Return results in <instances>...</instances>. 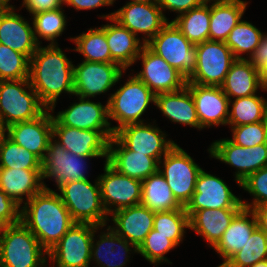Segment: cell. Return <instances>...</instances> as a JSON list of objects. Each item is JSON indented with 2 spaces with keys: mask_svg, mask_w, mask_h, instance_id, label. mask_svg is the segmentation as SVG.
I'll list each match as a JSON object with an SVG mask.
<instances>
[{
  "mask_svg": "<svg viewBox=\"0 0 267 267\" xmlns=\"http://www.w3.org/2000/svg\"><path fill=\"white\" fill-rule=\"evenodd\" d=\"M74 65L58 44L38 46L30 58V85L41 103L54 112L61 93L74 95Z\"/></svg>",
  "mask_w": 267,
  "mask_h": 267,
  "instance_id": "6da1fadb",
  "label": "cell"
},
{
  "mask_svg": "<svg viewBox=\"0 0 267 267\" xmlns=\"http://www.w3.org/2000/svg\"><path fill=\"white\" fill-rule=\"evenodd\" d=\"M20 221L47 252L75 223L58 192L47 186L21 206Z\"/></svg>",
  "mask_w": 267,
  "mask_h": 267,
  "instance_id": "7a4b0ae2",
  "label": "cell"
},
{
  "mask_svg": "<svg viewBox=\"0 0 267 267\" xmlns=\"http://www.w3.org/2000/svg\"><path fill=\"white\" fill-rule=\"evenodd\" d=\"M47 253L21 221L0 229V267H45Z\"/></svg>",
  "mask_w": 267,
  "mask_h": 267,
  "instance_id": "3957f363",
  "label": "cell"
},
{
  "mask_svg": "<svg viewBox=\"0 0 267 267\" xmlns=\"http://www.w3.org/2000/svg\"><path fill=\"white\" fill-rule=\"evenodd\" d=\"M62 202L75 223H90L105 227L108 218L102 200L98 177L92 184L89 180L70 181L58 188Z\"/></svg>",
  "mask_w": 267,
  "mask_h": 267,
  "instance_id": "277c9868",
  "label": "cell"
},
{
  "mask_svg": "<svg viewBox=\"0 0 267 267\" xmlns=\"http://www.w3.org/2000/svg\"><path fill=\"white\" fill-rule=\"evenodd\" d=\"M150 102L155 103V94L136 75L130 76L107 100L109 120L118 122L113 132L128 124L144 123L140 118Z\"/></svg>",
  "mask_w": 267,
  "mask_h": 267,
  "instance_id": "5b68a950",
  "label": "cell"
},
{
  "mask_svg": "<svg viewBox=\"0 0 267 267\" xmlns=\"http://www.w3.org/2000/svg\"><path fill=\"white\" fill-rule=\"evenodd\" d=\"M46 110L31 87L29 78L0 81V120L8 127L34 120Z\"/></svg>",
  "mask_w": 267,
  "mask_h": 267,
  "instance_id": "8992f818",
  "label": "cell"
},
{
  "mask_svg": "<svg viewBox=\"0 0 267 267\" xmlns=\"http://www.w3.org/2000/svg\"><path fill=\"white\" fill-rule=\"evenodd\" d=\"M201 170L202 168L177 143L159 161L158 169L166 179L174 197L183 207L192 198Z\"/></svg>",
  "mask_w": 267,
  "mask_h": 267,
  "instance_id": "52a82bcc",
  "label": "cell"
},
{
  "mask_svg": "<svg viewBox=\"0 0 267 267\" xmlns=\"http://www.w3.org/2000/svg\"><path fill=\"white\" fill-rule=\"evenodd\" d=\"M156 55L162 57L186 79L196 67V49L171 21L145 44Z\"/></svg>",
  "mask_w": 267,
  "mask_h": 267,
  "instance_id": "ba28073f",
  "label": "cell"
},
{
  "mask_svg": "<svg viewBox=\"0 0 267 267\" xmlns=\"http://www.w3.org/2000/svg\"><path fill=\"white\" fill-rule=\"evenodd\" d=\"M195 49L196 67L187 83L221 86L236 60L230 48L225 42L207 40L195 45Z\"/></svg>",
  "mask_w": 267,
  "mask_h": 267,
  "instance_id": "9c48e42d",
  "label": "cell"
},
{
  "mask_svg": "<svg viewBox=\"0 0 267 267\" xmlns=\"http://www.w3.org/2000/svg\"><path fill=\"white\" fill-rule=\"evenodd\" d=\"M98 228L90 223H74L47 253L52 267H90L93 234Z\"/></svg>",
  "mask_w": 267,
  "mask_h": 267,
  "instance_id": "30bf717a",
  "label": "cell"
},
{
  "mask_svg": "<svg viewBox=\"0 0 267 267\" xmlns=\"http://www.w3.org/2000/svg\"><path fill=\"white\" fill-rule=\"evenodd\" d=\"M210 157L235 167V181L241 183L252 173L267 166V143L253 147H242L228 138L216 140L208 148Z\"/></svg>",
  "mask_w": 267,
  "mask_h": 267,
  "instance_id": "8fae6325",
  "label": "cell"
},
{
  "mask_svg": "<svg viewBox=\"0 0 267 267\" xmlns=\"http://www.w3.org/2000/svg\"><path fill=\"white\" fill-rule=\"evenodd\" d=\"M101 17L106 20L113 18L121 26L128 28L137 37L138 33H143L144 36L141 42L145 44L169 21L156 1L127 2L126 5L117 11L111 14L101 15Z\"/></svg>",
  "mask_w": 267,
  "mask_h": 267,
  "instance_id": "7c38bea8",
  "label": "cell"
},
{
  "mask_svg": "<svg viewBox=\"0 0 267 267\" xmlns=\"http://www.w3.org/2000/svg\"><path fill=\"white\" fill-rule=\"evenodd\" d=\"M104 162V174L98 176V180L102 204L108 215L140 204L142 181L121 174L106 160Z\"/></svg>",
  "mask_w": 267,
  "mask_h": 267,
  "instance_id": "4fadbf2b",
  "label": "cell"
},
{
  "mask_svg": "<svg viewBox=\"0 0 267 267\" xmlns=\"http://www.w3.org/2000/svg\"><path fill=\"white\" fill-rule=\"evenodd\" d=\"M125 70L117 63L87 62L74 65V95L90 98L109 91Z\"/></svg>",
  "mask_w": 267,
  "mask_h": 267,
  "instance_id": "5bb4252c",
  "label": "cell"
},
{
  "mask_svg": "<svg viewBox=\"0 0 267 267\" xmlns=\"http://www.w3.org/2000/svg\"><path fill=\"white\" fill-rule=\"evenodd\" d=\"M100 157H85L65 150L52 138L42 160V178L54 179L57 187L70 181L88 180L87 160ZM87 159V160H86Z\"/></svg>",
  "mask_w": 267,
  "mask_h": 267,
  "instance_id": "9a60e30c",
  "label": "cell"
},
{
  "mask_svg": "<svg viewBox=\"0 0 267 267\" xmlns=\"http://www.w3.org/2000/svg\"><path fill=\"white\" fill-rule=\"evenodd\" d=\"M78 103H73L64 111H59L53 118L60 124L82 130L99 131L108 141L114 136L109 122L108 103L90 101V98L77 96Z\"/></svg>",
  "mask_w": 267,
  "mask_h": 267,
  "instance_id": "2e32d148",
  "label": "cell"
},
{
  "mask_svg": "<svg viewBox=\"0 0 267 267\" xmlns=\"http://www.w3.org/2000/svg\"><path fill=\"white\" fill-rule=\"evenodd\" d=\"M243 207L241 198L232 193L224 180L202 169L196 181L195 191L185 210L190 217L195 211L202 209Z\"/></svg>",
  "mask_w": 267,
  "mask_h": 267,
  "instance_id": "e0dca14e",
  "label": "cell"
},
{
  "mask_svg": "<svg viewBox=\"0 0 267 267\" xmlns=\"http://www.w3.org/2000/svg\"><path fill=\"white\" fill-rule=\"evenodd\" d=\"M129 150L155 158L158 162L176 144L150 123L128 124L114 134Z\"/></svg>",
  "mask_w": 267,
  "mask_h": 267,
  "instance_id": "ac0fdd59",
  "label": "cell"
},
{
  "mask_svg": "<svg viewBox=\"0 0 267 267\" xmlns=\"http://www.w3.org/2000/svg\"><path fill=\"white\" fill-rule=\"evenodd\" d=\"M140 59L142 60L143 69L135 75L155 95L174 92L186 86L187 79L146 45L142 48L136 62Z\"/></svg>",
  "mask_w": 267,
  "mask_h": 267,
  "instance_id": "d6986e66",
  "label": "cell"
},
{
  "mask_svg": "<svg viewBox=\"0 0 267 267\" xmlns=\"http://www.w3.org/2000/svg\"><path fill=\"white\" fill-rule=\"evenodd\" d=\"M190 90L201 128L227 125L229 117V98L221 86L186 83Z\"/></svg>",
  "mask_w": 267,
  "mask_h": 267,
  "instance_id": "ffe728a7",
  "label": "cell"
},
{
  "mask_svg": "<svg viewBox=\"0 0 267 267\" xmlns=\"http://www.w3.org/2000/svg\"><path fill=\"white\" fill-rule=\"evenodd\" d=\"M52 135L68 152L85 157H105L106 161L108 159L109 141L99 131L60 125L53 118Z\"/></svg>",
  "mask_w": 267,
  "mask_h": 267,
  "instance_id": "44dd1931",
  "label": "cell"
},
{
  "mask_svg": "<svg viewBox=\"0 0 267 267\" xmlns=\"http://www.w3.org/2000/svg\"><path fill=\"white\" fill-rule=\"evenodd\" d=\"M50 111V112H49ZM47 109L41 116L31 121L12 124L8 127V137L19 146L44 159L49 141L53 138V115Z\"/></svg>",
  "mask_w": 267,
  "mask_h": 267,
  "instance_id": "7402d4cb",
  "label": "cell"
},
{
  "mask_svg": "<svg viewBox=\"0 0 267 267\" xmlns=\"http://www.w3.org/2000/svg\"><path fill=\"white\" fill-rule=\"evenodd\" d=\"M15 10V7L0 8V43L30 59L39 44L35 40L33 26Z\"/></svg>",
  "mask_w": 267,
  "mask_h": 267,
  "instance_id": "603a6c76",
  "label": "cell"
},
{
  "mask_svg": "<svg viewBox=\"0 0 267 267\" xmlns=\"http://www.w3.org/2000/svg\"><path fill=\"white\" fill-rule=\"evenodd\" d=\"M107 162L119 173L140 181L159 169L155 158L129 150L115 135L108 143Z\"/></svg>",
  "mask_w": 267,
  "mask_h": 267,
  "instance_id": "cb8c5ba5",
  "label": "cell"
},
{
  "mask_svg": "<svg viewBox=\"0 0 267 267\" xmlns=\"http://www.w3.org/2000/svg\"><path fill=\"white\" fill-rule=\"evenodd\" d=\"M154 214L142 204L123 208L111 214L115 224L111 228L138 249L153 229Z\"/></svg>",
  "mask_w": 267,
  "mask_h": 267,
  "instance_id": "d4e9b609",
  "label": "cell"
},
{
  "mask_svg": "<svg viewBox=\"0 0 267 267\" xmlns=\"http://www.w3.org/2000/svg\"><path fill=\"white\" fill-rule=\"evenodd\" d=\"M102 228L104 226L94 231L91 261L95 262L99 267H125L126 263L129 262V254L132 251L137 253V248L123 237H120L110 225L105 230L107 232L103 231L98 235L99 240H96L95 243V233Z\"/></svg>",
  "mask_w": 267,
  "mask_h": 267,
  "instance_id": "484cf974",
  "label": "cell"
},
{
  "mask_svg": "<svg viewBox=\"0 0 267 267\" xmlns=\"http://www.w3.org/2000/svg\"><path fill=\"white\" fill-rule=\"evenodd\" d=\"M257 227L258 223L254 211L243 207L235 215L219 242L213 247L224 261L217 267H222L235 253L242 249Z\"/></svg>",
  "mask_w": 267,
  "mask_h": 267,
  "instance_id": "4316f807",
  "label": "cell"
},
{
  "mask_svg": "<svg viewBox=\"0 0 267 267\" xmlns=\"http://www.w3.org/2000/svg\"><path fill=\"white\" fill-rule=\"evenodd\" d=\"M111 24L105 25L106 40L111 52V63L119 64L125 71L132 66L145 43L128 28L110 18Z\"/></svg>",
  "mask_w": 267,
  "mask_h": 267,
  "instance_id": "83f0119b",
  "label": "cell"
},
{
  "mask_svg": "<svg viewBox=\"0 0 267 267\" xmlns=\"http://www.w3.org/2000/svg\"><path fill=\"white\" fill-rule=\"evenodd\" d=\"M42 180V170L0 168V189L20 206L46 186Z\"/></svg>",
  "mask_w": 267,
  "mask_h": 267,
  "instance_id": "f1b7e54d",
  "label": "cell"
},
{
  "mask_svg": "<svg viewBox=\"0 0 267 267\" xmlns=\"http://www.w3.org/2000/svg\"><path fill=\"white\" fill-rule=\"evenodd\" d=\"M154 104L170 121L202 129L193 96L186 86L174 92L155 95Z\"/></svg>",
  "mask_w": 267,
  "mask_h": 267,
  "instance_id": "f546056e",
  "label": "cell"
},
{
  "mask_svg": "<svg viewBox=\"0 0 267 267\" xmlns=\"http://www.w3.org/2000/svg\"><path fill=\"white\" fill-rule=\"evenodd\" d=\"M242 208L202 209L189 217V229L200 235L213 248Z\"/></svg>",
  "mask_w": 267,
  "mask_h": 267,
  "instance_id": "4dcf8cb0",
  "label": "cell"
},
{
  "mask_svg": "<svg viewBox=\"0 0 267 267\" xmlns=\"http://www.w3.org/2000/svg\"><path fill=\"white\" fill-rule=\"evenodd\" d=\"M209 40L225 42L231 30L242 20L248 2L211 0Z\"/></svg>",
  "mask_w": 267,
  "mask_h": 267,
  "instance_id": "1f68e13d",
  "label": "cell"
},
{
  "mask_svg": "<svg viewBox=\"0 0 267 267\" xmlns=\"http://www.w3.org/2000/svg\"><path fill=\"white\" fill-rule=\"evenodd\" d=\"M221 88L229 100L231 97L235 99L256 94L258 89H262L258 68L247 59H236Z\"/></svg>",
  "mask_w": 267,
  "mask_h": 267,
  "instance_id": "d6a6232c",
  "label": "cell"
},
{
  "mask_svg": "<svg viewBox=\"0 0 267 267\" xmlns=\"http://www.w3.org/2000/svg\"><path fill=\"white\" fill-rule=\"evenodd\" d=\"M140 204L154 212L173 211L183 206L174 197L166 179L157 171L142 181Z\"/></svg>",
  "mask_w": 267,
  "mask_h": 267,
  "instance_id": "836d02e7",
  "label": "cell"
},
{
  "mask_svg": "<svg viewBox=\"0 0 267 267\" xmlns=\"http://www.w3.org/2000/svg\"><path fill=\"white\" fill-rule=\"evenodd\" d=\"M210 3L211 0H206L201 6L172 19V22L193 45L209 40Z\"/></svg>",
  "mask_w": 267,
  "mask_h": 267,
  "instance_id": "e575fe53",
  "label": "cell"
},
{
  "mask_svg": "<svg viewBox=\"0 0 267 267\" xmlns=\"http://www.w3.org/2000/svg\"><path fill=\"white\" fill-rule=\"evenodd\" d=\"M229 106L231 110L227 125L238 126L267 121V100L257 94L229 100Z\"/></svg>",
  "mask_w": 267,
  "mask_h": 267,
  "instance_id": "d590c367",
  "label": "cell"
},
{
  "mask_svg": "<svg viewBox=\"0 0 267 267\" xmlns=\"http://www.w3.org/2000/svg\"><path fill=\"white\" fill-rule=\"evenodd\" d=\"M76 44L73 50L84 56L87 62H111V52L106 40L105 25L90 28L77 37L70 38Z\"/></svg>",
  "mask_w": 267,
  "mask_h": 267,
  "instance_id": "8d00e7d4",
  "label": "cell"
},
{
  "mask_svg": "<svg viewBox=\"0 0 267 267\" xmlns=\"http://www.w3.org/2000/svg\"><path fill=\"white\" fill-rule=\"evenodd\" d=\"M263 34L255 25L242 19L231 30L225 43L232 51L235 59L248 60L260 44ZM245 53L247 54L246 58L241 56Z\"/></svg>",
  "mask_w": 267,
  "mask_h": 267,
  "instance_id": "74e56055",
  "label": "cell"
},
{
  "mask_svg": "<svg viewBox=\"0 0 267 267\" xmlns=\"http://www.w3.org/2000/svg\"><path fill=\"white\" fill-rule=\"evenodd\" d=\"M33 32L36 42L40 45L43 40L50 41L51 44H57L56 38L61 36L67 25V18L62 8L43 11L32 15Z\"/></svg>",
  "mask_w": 267,
  "mask_h": 267,
  "instance_id": "f35d334b",
  "label": "cell"
},
{
  "mask_svg": "<svg viewBox=\"0 0 267 267\" xmlns=\"http://www.w3.org/2000/svg\"><path fill=\"white\" fill-rule=\"evenodd\" d=\"M267 259V234L257 227L242 249L222 267H250Z\"/></svg>",
  "mask_w": 267,
  "mask_h": 267,
  "instance_id": "ab89813d",
  "label": "cell"
},
{
  "mask_svg": "<svg viewBox=\"0 0 267 267\" xmlns=\"http://www.w3.org/2000/svg\"><path fill=\"white\" fill-rule=\"evenodd\" d=\"M189 229V216L185 207L173 211L155 212L153 229L167 236L176 246L184 239L185 229Z\"/></svg>",
  "mask_w": 267,
  "mask_h": 267,
  "instance_id": "60d3db41",
  "label": "cell"
},
{
  "mask_svg": "<svg viewBox=\"0 0 267 267\" xmlns=\"http://www.w3.org/2000/svg\"><path fill=\"white\" fill-rule=\"evenodd\" d=\"M0 168L42 170V161L7 137L0 148Z\"/></svg>",
  "mask_w": 267,
  "mask_h": 267,
  "instance_id": "b9f144b4",
  "label": "cell"
},
{
  "mask_svg": "<svg viewBox=\"0 0 267 267\" xmlns=\"http://www.w3.org/2000/svg\"><path fill=\"white\" fill-rule=\"evenodd\" d=\"M30 59L0 43V81L29 78Z\"/></svg>",
  "mask_w": 267,
  "mask_h": 267,
  "instance_id": "7bdbcfd3",
  "label": "cell"
},
{
  "mask_svg": "<svg viewBox=\"0 0 267 267\" xmlns=\"http://www.w3.org/2000/svg\"><path fill=\"white\" fill-rule=\"evenodd\" d=\"M177 246L158 231L152 229L146 236L143 243L137 249V254H141L147 261L155 266L167 262L172 264L165 256L171 249Z\"/></svg>",
  "mask_w": 267,
  "mask_h": 267,
  "instance_id": "ee69618b",
  "label": "cell"
},
{
  "mask_svg": "<svg viewBox=\"0 0 267 267\" xmlns=\"http://www.w3.org/2000/svg\"><path fill=\"white\" fill-rule=\"evenodd\" d=\"M231 132L233 138L229 140L242 147H253L267 143V121L231 126Z\"/></svg>",
  "mask_w": 267,
  "mask_h": 267,
  "instance_id": "f6af8a7d",
  "label": "cell"
},
{
  "mask_svg": "<svg viewBox=\"0 0 267 267\" xmlns=\"http://www.w3.org/2000/svg\"><path fill=\"white\" fill-rule=\"evenodd\" d=\"M241 188L253 196L251 203L241 200L245 208L254 209L267 204V166L250 174L241 183Z\"/></svg>",
  "mask_w": 267,
  "mask_h": 267,
  "instance_id": "bcb514c9",
  "label": "cell"
},
{
  "mask_svg": "<svg viewBox=\"0 0 267 267\" xmlns=\"http://www.w3.org/2000/svg\"><path fill=\"white\" fill-rule=\"evenodd\" d=\"M21 206L0 189V229L20 222Z\"/></svg>",
  "mask_w": 267,
  "mask_h": 267,
  "instance_id": "7dc6e473",
  "label": "cell"
},
{
  "mask_svg": "<svg viewBox=\"0 0 267 267\" xmlns=\"http://www.w3.org/2000/svg\"><path fill=\"white\" fill-rule=\"evenodd\" d=\"M206 0H156V3L162 9L178 13L180 15L193 8L201 6Z\"/></svg>",
  "mask_w": 267,
  "mask_h": 267,
  "instance_id": "c3c4849f",
  "label": "cell"
},
{
  "mask_svg": "<svg viewBox=\"0 0 267 267\" xmlns=\"http://www.w3.org/2000/svg\"><path fill=\"white\" fill-rule=\"evenodd\" d=\"M64 0H23L22 6L32 15L63 7Z\"/></svg>",
  "mask_w": 267,
  "mask_h": 267,
  "instance_id": "681fc988",
  "label": "cell"
},
{
  "mask_svg": "<svg viewBox=\"0 0 267 267\" xmlns=\"http://www.w3.org/2000/svg\"><path fill=\"white\" fill-rule=\"evenodd\" d=\"M64 4L72 6L75 10H91L101 6H110L114 4V0H64Z\"/></svg>",
  "mask_w": 267,
  "mask_h": 267,
  "instance_id": "f907efd6",
  "label": "cell"
},
{
  "mask_svg": "<svg viewBox=\"0 0 267 267\" xmlns=\"http://www.w3.org/2000/svg\"><path fill=\"white\" fill-rule=\"evenodd\" d=\"M248 60L258 68L262 91H267V56H251Z\"/></svg>",
  "mask_w": 267,
  "mask_h": 267,
  "instance_id": "816d5d0a",
  "label": "cell"
},
{
  "mask_svg": "<svg viewBox=\"0 0 267 267\" xmlns=\"http://www.w3.org/2000/svg\"><path fill=\"white\" fill-rule=\"evenodd\" d=\"M256 215L258 227L267 234V204L252 209Z\"/></svg>",
  "mask_w": 267,
  "mask_h": 267,
  "instance_id": "f5cc1de1",
  "label": "cell"
},
{
  "mask_svg": "<svg viewBox=\"0 0 267 267\" xmlns=\"http://www.w3.org/2000/svg\"><path fill=\"white\" fill-rule=\"evenodd\" d=\"M252 56H267V34H263L260 44L254 51Z\"/></svg>",
  "mask_w": 267,
  "mask_h": 267,
  "instance_id": "db71d44e",
  "label": "cell"
},
{
  "mask_svg": "<svg viewBox=\"0 0 267 267\" xmlns=\"http://www.w3.org/2000/svg\"><path fill=\"white\" fill-rule=\"evenodd\" d=\"M8 137V126L0 120V148Z\"/></svg>",
  "mask_w": 267,
  "mask_h": 267,
  "instance_id": "11a10c76",
  "label": "cell"
},
{
  "mask_svg": "<svg viewBox=\"0 0 267 267\" xmlns=\"http://www.w3.org/2000/svg\"><path fill=\"white\" fill-rule=\"evenodd\" d=\"M10 0H0V8H9L14 7L12 4L10 5Z\"/></svg>",
  "mask_w": 267,
  "mask_h": 267,
  "instance_id": "9f6ffc18",
  "label": "cell"
},
{
  "mask_svg": "<svg viewBox=\"0 0 267 267\" xmlns=\"http://www.w3.org/2000/svg\"><path fill=\"white\" fill-rule=\"evenodd\" d=\"M250 267H267V259L261 262H257L256 264L250 266Z\"/></svg>",
  "mask_w": 267,
  "mask_h": 267,
  "instance_id": "6f0895ef",
  "label": "cell"
},
{
  "mask_svg": "<svg viewBox=\"0 0 267 267\" xmlns=\"http://www.w3.org/2000/svg\"><path fill=\"white\" fill-rule=\"evenodd\" d=\"M116 0H114L115 2ZM150 1H156V0H132V1H129V2H150Z\"/></svg>",
  "mask_w": 267,
  "mask_h": 267,
  "instance_id": "680465c9",
  "label": "cell"
}]
</instances>
